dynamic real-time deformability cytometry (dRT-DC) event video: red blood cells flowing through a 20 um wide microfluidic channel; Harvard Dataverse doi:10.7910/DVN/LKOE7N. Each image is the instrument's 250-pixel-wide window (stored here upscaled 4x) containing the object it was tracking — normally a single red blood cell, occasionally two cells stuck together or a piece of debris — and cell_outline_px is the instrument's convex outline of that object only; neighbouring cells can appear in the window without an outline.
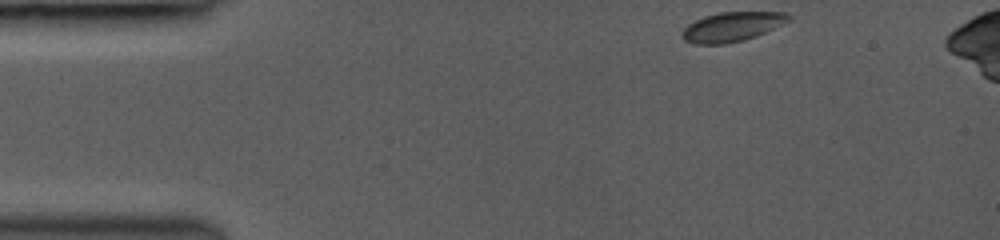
{"species": "common noctule bat (a hibernating species)", "species_latin": "Nyctalus noctula", "temperature_condition": "room temperature", "stored_images_in_passage": 35, "camera_frame_rate_fps": 3000, "um_per_image_px": 0.085, "animal": {"sex": "female", "body_mass_g": 19.0, "forearm_length_mm": 53.3}, "frame": {"image": 1, "passage_image": 1, "time_ms": 0.0, "image_size_px": [1000, 240], "cell_outline_px": [[792, 20], [756, 36], [744, 40], [724, 44], [696, 44], [684, 40], [680, 36], [680, 32], [688, 24], [704, 16], [720, 12], [784, 12], [792, 16]], "centroid_in_image_um": [62.22, 2.27], "position_along_channel_um": 22.8, "area_um2": 18.38}}
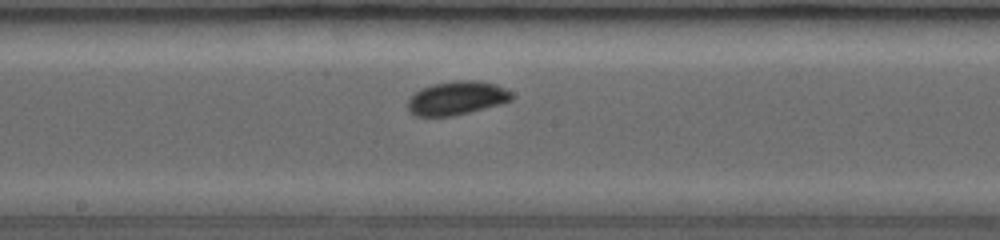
{"frame": {"image": 2, "passage_image": 18, "time_ms": 6.333, "image_size_px": [1000, 240], "cell_outline_px": [[512, 100], [500, 104], [452, 116], [416, 116], [408, 112], [408, 100], [420, 88], [432, 84], [456, 80], [476, 80], [496, 84], [512, 92]], "centroid_in_image_um": [38.81, 8.33], "position_along_channel_um": 209.4, "area_um2": 20.35}}
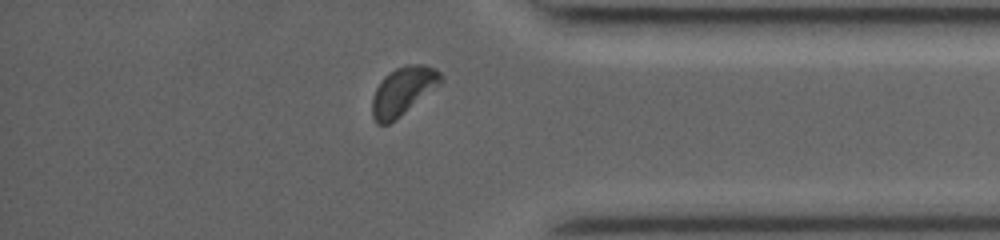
{"frame": {"image": 3, "passage_image": 31, "time_ms": 11.0, "image_size_px": [1000, 240], "cell_outline_px": [[444, 80], [440, 84], [396, 120], [388, 124], [376, 124], [372, 116], [372, 96], [380, 80], [388, 72], [396, 68], [408, 64], [424, 64], [436, 68], [444, 76]], "centroid_in_image_um": [34.25, 7.72], "position_along_channel_um": 400.9, "area_um2": 19.54}, "authors_computed_cell_mechanics": {"area_um2": 19.1318, "velocity_mm_per_s": 4.1965, "shape_relaxation_time_tau1_ms": 3.7944, "shape_relaxation_time_tau2_ms": null, "deformation_change_tau1": 0.0996, "deformation_change_tau2": null}}